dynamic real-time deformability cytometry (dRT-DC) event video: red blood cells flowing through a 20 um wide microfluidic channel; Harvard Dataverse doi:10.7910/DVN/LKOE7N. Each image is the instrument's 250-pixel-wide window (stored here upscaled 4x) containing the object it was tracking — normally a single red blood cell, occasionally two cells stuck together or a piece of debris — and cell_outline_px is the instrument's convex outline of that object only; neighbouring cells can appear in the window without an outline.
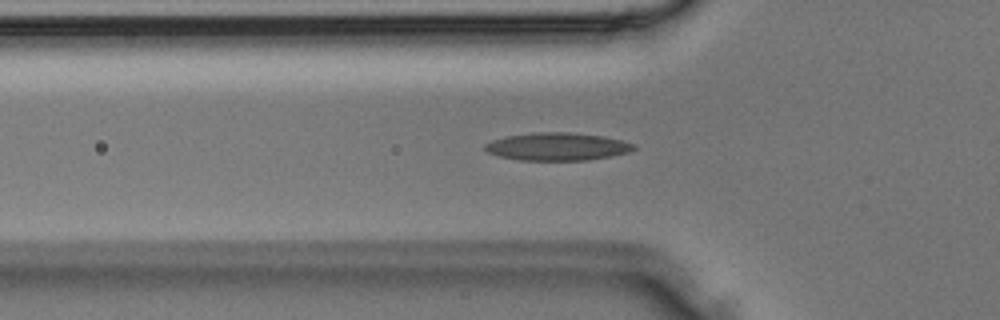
{"species": "Egyptian fruit bat (a non-hibernating species)", "species_latin": "Rousettus aegyptiacus", "temperature_condition": "room temperature", "stored_images_in_passage": 35, "camera_frame_rate_fps": 3000, "um_per_image_px": 0.085, "animal": {"sex": "male"}, "frame": {"image": 1, "passage_image": 11, "time_ms": 3.333, "image_size_px": [1000, 320], "cell_outline_px": [[636, 148], [628, 152], [612, 156], [588, 160], [520, 160], [500, 156], [488, 152], [484, 148], [484, 144], [492, 140], [508, 136], [532, 132], [568, 132], [604, 136], [636, 144]], "centroid_in_image_um": [47.38, 12.45], "position_along_channel_um": 78.4, "area_um2": 24.04}}
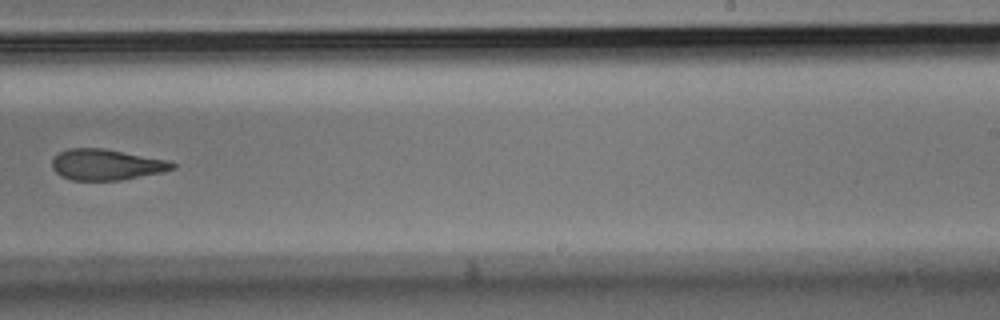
{"frame": {"image": 2, "passage_image": 22, "time_ms": 7.0, "image_size_px": [1000, 320], "cell_outline_px": [[176, 168], [164, 172], [120, 180], [72, 180], [60, 176], [52, 168], [52, 160], [60, 152], [68, 148], [104, 148], [168, 160], [176, 164]], "centroid_in_image_um": [9.05, 13.99], "position_along_channel_um": 279.9, "area_um2": 21.73}}
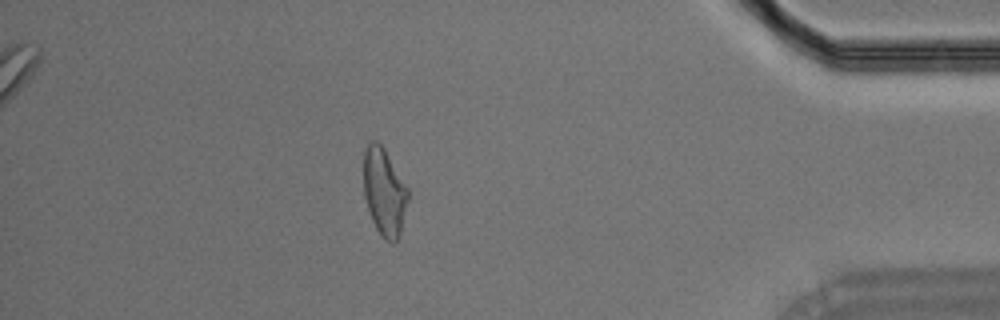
{"frame": {"image": 3, "passage_image": 31, "time_ms": 10.0, "image_size_px": [1000, 320], "cell_outline_px": [[408, 200], [400, 232], [396, 240], [392, 244], [384, 240], [376, 228], [372, 220], [364, 196], [364, 148], [372, 140], [376, 140], [384, 148], [408, 188]], "centroid_in_image_um": [32.65, 16.31], "position_along_channel_um": 402.5, "area_um2": 22.48}}